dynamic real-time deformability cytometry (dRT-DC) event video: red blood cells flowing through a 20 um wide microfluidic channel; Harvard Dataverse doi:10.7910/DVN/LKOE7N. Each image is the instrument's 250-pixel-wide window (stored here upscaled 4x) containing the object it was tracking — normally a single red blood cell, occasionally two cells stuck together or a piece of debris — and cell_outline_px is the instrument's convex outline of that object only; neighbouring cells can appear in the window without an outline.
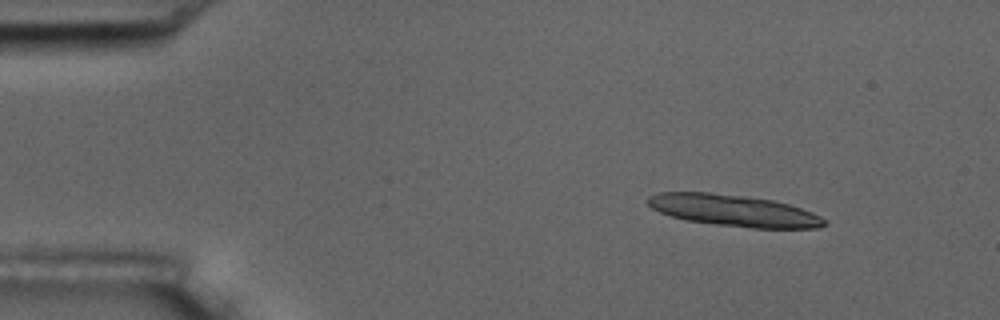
{"species": "common noctule bat (a hibernating species)", "species_latin": "Nyctalus noctula", "temperature_condition": "room temperature", "stored_images_in_passage": 5, "camera_frame_rate_fps": 3000, "um_per_image_px": 0.085, "animal": {"sex": "male", "body_mass_g": 17.5, "forearm_length_mm": 52.3}, "frame": {"image": 1, "passage_image": 2, "time_ms": 1.333, "image_size_px": [1000, 320], "cell_outline_px": [[828, 224], [820, 228], [752, 228], [716, 224], [688, 220], [672, 216], [660, 212], [652, 208], [644, 200], [648, 196], [660, 192], [708, 192], [744, 196], [772, 200], [788, 204], [812, 212], [828, 220]], "centroid_in_image_um": [62.38, 17.89], "position_along_channel_um": 22.6, "area_um2": 32.43}}